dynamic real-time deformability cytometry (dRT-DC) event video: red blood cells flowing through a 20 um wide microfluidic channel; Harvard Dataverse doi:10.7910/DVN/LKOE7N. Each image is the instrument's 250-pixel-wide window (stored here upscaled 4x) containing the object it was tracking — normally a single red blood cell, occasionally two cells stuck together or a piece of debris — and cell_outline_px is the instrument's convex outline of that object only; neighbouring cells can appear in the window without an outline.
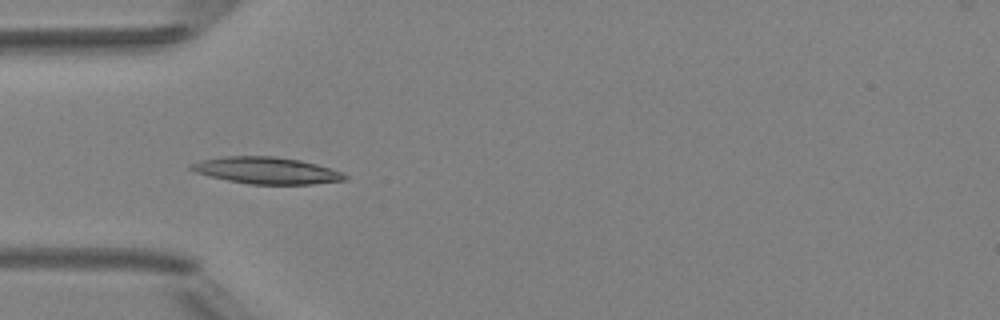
{"species": "Egyptian fruit bat (a non-hibernating species)", "species_latin": "Rousettus aegyptiacus", "temperature_condition": "room temperature", "stored_images_in_passage": 5, "camera_frame_rate_fps": 3000, "um_per_image_px": 0.085, "animal": {"sex": "female"}, "frame": {"image": 1, "passage_image": 5, "time_ms": 4.667, "image_size_px": [1000, 320], "cell_outline_px": [[348, 180], [312, 184], [248, 184], [228, 180], [196, 172], [188, 168], [192, 164], [200, 160], [224, 156], [272, 156], [300, 160], [316, 164], [344, 172], [348, 176]], "centroid_in_image_um": [22.71, 14.49], "position_along_channel_um": 62.3, "area_um2": 23.87}}